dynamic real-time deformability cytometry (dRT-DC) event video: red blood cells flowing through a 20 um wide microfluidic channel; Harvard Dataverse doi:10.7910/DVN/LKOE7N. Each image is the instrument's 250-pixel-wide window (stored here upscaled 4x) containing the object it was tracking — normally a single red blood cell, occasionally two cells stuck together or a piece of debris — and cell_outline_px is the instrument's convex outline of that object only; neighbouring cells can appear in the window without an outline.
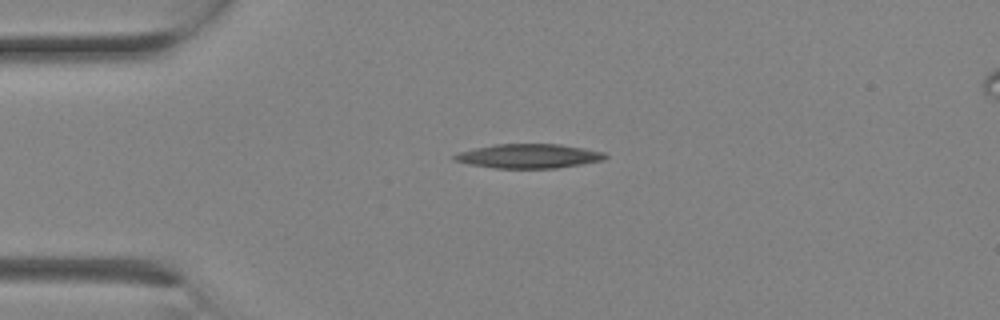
{"species": "Egyptian fruit bat (a non-hibernating species)", "species_latin": "Rousettus aegyptiacus", "temperature_condition": "room temperature", "stored_images_in_passage": 2, "camera_frame_rate_fps": 3000, "um_per_image_px": 0.085, "animal": {"sex": "female"}, "frame": {"image": 1, "passage_image": 1, "time_ms": 0.0, "image_size_px": [1000, 320], "cell_outline_px": [[608, 156], [604, 160], [556, 168], [496, 168], [468, 164], [452, 160], [452, 156], [460, 152], [476, 148], [496, 144], [560, 144], [584, 148], [604, 152]], "centroid_in_image_um": [44.95, 13.26], "position_along_channel_um": 40.1, "area_um2": 21.21}}